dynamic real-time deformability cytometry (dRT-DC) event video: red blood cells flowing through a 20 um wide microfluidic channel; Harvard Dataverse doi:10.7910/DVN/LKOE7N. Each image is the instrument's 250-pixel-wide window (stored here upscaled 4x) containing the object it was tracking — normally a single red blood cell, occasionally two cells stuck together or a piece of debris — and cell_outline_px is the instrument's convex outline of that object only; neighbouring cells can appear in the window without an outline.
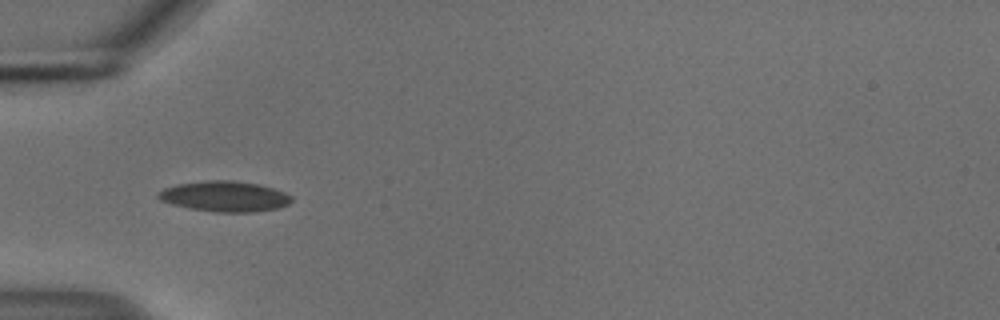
{"species": "common noctule bat (a hibernating species)", "species_latin": "Nyctalus noctula", "temperature_condition": "cold", "stored_images_in_passage": 19, "camera_frame_rate_fps": 3000, "um_per_image_px": 0.085, "animal": {"sex": "male", "body_mass_g": 18.8}, "frame": {"image": 1, "passage_image": 6, "time_ms": 1.667, "image_size_px": [1000, 320], "cell_outline_px": [[292, 200], [288, 204], [276, 208], [252, 212], [216, 212], [188, 208], [172, 204], [160, 200], [156, 196], [164, 188], [176, 184], [208, 180], [232, 180], [256, 184], [272, 188], [284, 192], [292, 196]], "centroid_in_image_um": [19.07, 16.69], "position_along_channel_um": 65.9, "area_um2": 23.52}}